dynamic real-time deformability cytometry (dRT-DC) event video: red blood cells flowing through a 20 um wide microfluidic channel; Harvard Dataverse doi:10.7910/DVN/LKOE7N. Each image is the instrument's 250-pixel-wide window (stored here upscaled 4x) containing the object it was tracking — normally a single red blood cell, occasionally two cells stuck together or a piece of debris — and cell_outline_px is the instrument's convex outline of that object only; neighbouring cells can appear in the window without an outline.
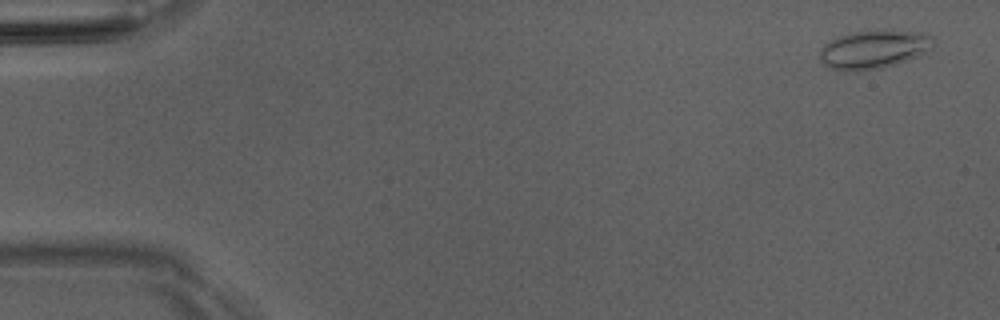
{"species": "Egyptian fruit bat (a non-hibernating species)", "species_latin": "Rousettus aegyptiacus", "temperature_condition": "room temperature", "stored_images_in_passage": 6, "camera_frame_rate_fps": 3000, "um_per_image_px": 0.085, "animal": {"sex": "male"}, "frame": {"image": 1, "passage_image": 3, "time_ms": 0.667, "image_size_px": [1000, 320], "cell_outline_px": [[936, 40], [932, 48], [908, 60], [880, 68], [860, 72], [848, 72], [828, 68], [820, 60], [820, 48], [824, 44], [836, 36], [852, 32], [884, 28], [924, 32], [932, 36]], "centroid_in_image_um": [74.27, 4.17], "position_along_channel_um": 10.7, "area_um2": 26.36}}